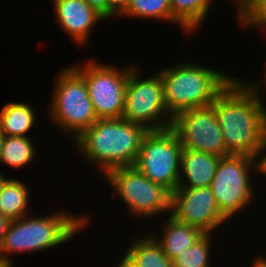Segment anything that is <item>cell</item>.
<instances>
[{"mask_svg":"<svg viewBox=\"0 0 266 267\" xmlns=\"http://www.w3.org/2000/svg\"><path fill=\"white\" fill-rule=\"evenodd\" d=\"M260 90V86L236 76L211 104L230 155L261 157L266 142V108Z\"/></svg>","mask_w":266,"mask_h":267,"instance_id":"cell-1","label":"cell"},{"mask_svg":"<svg viewBox=\"0 0 266 267\" xmlns=\"http://www.w3.org/2000/svg\"><path fill=\"white\" fill-rule=\"evenodd\" d=\"M177 221L214 234L229 221L219 210L210 187L177 188L172 193L171 213Z\"/></svg>","mask_w":266,"mask_h":267,"instance_id":"cell-12","label":"cell"},{"mask_svg":"<svg viewBox=\"0 0 266 267\" xmlns=\"http://www.w3.org/2000/svg\"><path fill=\"white\" fill-rule=\"evenodd\" d=\"M220 158L205 152L182 148L178 188L210 186Z\"/></svg>","mask_w":266,"mask_h":267,"instance_id":"cell-14","label":"cell"},{"mask_svg":"<svg viewBox=\"0 0 266 267\" xmlns=\"http://www.w3.org/2000/svg\"><path fill=\"white\" fill-rule=\"evenodd\" d=\"M170 128L176 133L182 148L219 157L230 155L212 105L178 112L173 116Z\"/></svg>","mask_w":266,"mask_h":267,"instance_id":"cell-11","label":"cell"},{"mask_svg":"<svg viewBox=\"0 0 266 267\" xmlns=\"http://www.w3.org/2000/svg\"><path fill=\"white\" fill-rule=\"evenodd\" d=\"M237 21L244 29L266 26V0H250L237 14Z\"/></svg>","mask_w":266,"mask_h":267,"instance_id":"cell-23","label":"cell"},{"mask_svg":"<svg viewBox=\"0 0 266 267\" xmlns=\"http://www.w3.org/2000/svg\"><path fill=\"white\" fill-rule=\"evenodd\" d=\"M0 267H13V264L0 256Z\"/></svg>","mask_w":266,"mask_h":267,"instance_id":"cell-32","label":"cell"},{"mask_svg":"<svg viewBox=\"0 0 266 267\" xmlns=\"http://www.w3.org/2000/svg\"><path fill=\"white\" fill-rule=\"evenodd\" d=\"M118 263L116 267H134L124 256Z\"/></svg>","mask_w":266,"mask_h":267,"instance_id":"cell-31","label":"cell"},{"mask_svg":"<svg viewBox=\"0 0 266 267\" xmlns=\"http://www.w3.org/2000/svg\"><path fill=\"white\" fill-rule=\"evenodd\" d=\"M69 213L60 209L52 215L31 217L28 214L11 220L0 243V256L13 264V259L9 258L13 253L54 249L72 240L91 220L90 216Z\"/></svg>","mask_w":266,"mask_h":267,"instance_id":"cell-3","label":"cell"},{"mask_svg":"<svg viewBox=\"0 0 266 267\" xmlns=\"http://www.w3.org/2000/svg\"><path fill=\"white\" fill-rule=\"evenodd\" d=\"M128 0H106V20L118 17L126 8Z\"/></svg>","mask_w":266,"mask_h":267,"instance_id":"cell-24","label":"cell"},{"mask_svg":"<svg viewBox=\"0 0 266 267\" xmlns=\"http://www.w3.org/2000/svg\"><path fill=\"white\" fill-rule=\"evenodd\" d=\"M33 106L25 102H8L0 111V131L5 136L30 137L28 135L36 124Z\"/></svg>","mask_w":266,"mask_h":267,"instance_id":"cell-16","label":"cell"},{"mask_svg":"<svg viewBox=\"0 0 266 267\" xmlns=\"http://www.w3.org/2000/svg\"><path fill=\"white\" fill-rule=\"evenodd\" d=\"M10 222L11 220L9 218L0 214V243L2 241L4 234L6 233L8 229Z\"/></svg>","mask_w":266,"mask_h":267,"instance_id":"cell-26","label":"cell"},{"mask_svg":"<svg viewBox=\"0 0 266 267\" xmlns=\"http://www.w3.org/2000/svg\"><path fill=\"white\" fill-rule=\"evenodd\" d=\"M129 246L124 257L134 267H172V261L150 233L139 235Z\"/></svg>","mask_w":266,"mask_h":267,"instance_id":"cell-17","label":"cell"},{"mask_svg":"<svg viewBox=\"0 0 266 267\" xmlns=\"http://www.w3.org/2000/svg\"><path fill=\"white\" fill-rule=\"evenodd\" d=\"M148 131L123 118L98 119L72 142L84 161L104 176L111 169L134 166Z\"/></svg>","mask_w":266,"mask_h":267,"instance_id":"cell-2","label":"cell"},{"mask_svg":"<svg viewBox=\"0 0 266 267\" xmlns=\"http://www.w3.org/2000/svg\"><path fill=\"white\" fill-rule=\"evenodd\" d=\"M260 172V161L247 155L221 157L210 189L220 212L230 221L255 198L251 178ZM256 172V173H255ZM253 186V187H252Z\"/></svg>","mask_w":266,"mask_h":267,"instance_id":"cell-6","label":"cell"},{"mask_svg":"<svg viewBox=\"0 0 266 267\" xmlns=\"http://www.w3.org/2000/svg\"><path fill=\"white\" fill-rule=\"evenodd\" d=\"M31 137L4 136L0 164L14 169L24 168L37 156Z\"/></svg>","mask_w":266,"mask_h":267,"instance_id":"cell-20","label":"cell"},{"mask_svg":"<svg viewBox=\"0 0 266 267\" xmlns=\"http://www.w3.org/2000/svg\"><path fill=\"white\" fill-rule=\"evenodd\" d=\"M8 178L6 176H4L1 172H0V191H1V188L3 186V184L5 183V181L7 180Z\"/></svg>","mask_w":266,"mask_h":267,"instance_id":"cell-33","label":"cell"},{"mask_svg":"<svg viewBox=\"0 0 266 267\" xmlns=\"http://www.w3.org/2000/svg\"><path fill=\"white\" fill-rule=\"evenodd\" d=\"M181 151L182 145L171 128L150 130L143 138L134 167L173 193L179 185Z\"/></svg>","mask_w":266,"mask_h":267,"instance_id":"cell-10","label":"cell"},{"mask_svg":"<svg viewBox=\"0 0 266 267\" xmlns=\"http://www.w3.org/2000/svg\"><path fill=\"white\" fill-rule=\"evenodd\" d=\"M128 16L172 22L169 0H128L126 8L118 18Z\"/></svg>","mask_w":266,"mask_h":267,"instance_id":"cell-21","label":"cell"},{"mask_svg":"<svg viewBox=\"0 0 266 267\" xmlns=\"http://www.w3.org/2000/svg\"><path fill=\"white\" fill-rule=\"evenodd\" d=\"M103 177L128 208L130 216L149 219L159 213L161 216L171 213L172 192L152 182L134 166L111 169Z\"/></svg>","mask_w":266,"mask_h":267,"instance_id":"cell-7","label":"cell"},{"mask_svg":"<svg viewBox=\"0 0 266 267\" xmlns=\"http://www.w3.org/2000/svg\"><path fill=\"white\" fill-rule=\"evenodd\" d=\"M172 23L182 27L183 33L193 34L205 22L213 0H169Z\"/></svg>","mask_w":266,"mask_h":267,"instance_id":"cell-18","label":"cell"},{"mask_svg":"<svg viewBox=\"0 0 266 267\" xmlns=\"http://www.w3.org/2000/svg\"><path fill=\"white\" fill-rule=\"evenodd\" d=\"M232 1H235L236 2V13L238 14L241 9L250 1V0H232Z\"/></svg>","mask_w":266,"mask_h":267,"instance_id":"cell-30","label":"cell"},{"mask_svg":"<svg viewBox=\"0 0 266 267\" xmlns=\"http://www.w3.org/2000/svg\"><path fill=\"white\" fill-rule=\"evenodd\" d=\"M212 235L205 234L194 245L183 250L172 260V267H210L211 247L214 244Z\"/></svg>","mask_w":266,"mask_h":267,"instance_id":"cell-22","label":"cell"},{"mask_svg":"<svg viewBox=\"0 0 266 267\" xmlns=\"http://www.w3.org/2000/svg\"><path fill=\"white\" fill-rule=\"evenodd\" d=\"M133 63L122 69L111 64L88 60L72 67L85 79L88 94L98 119L122 118L125 91Z\"/></svg>","mask_w":266,"mask_h":267,"instance_id":"cell-9","label":"cell"},{"mask_svg":"<svg viewBox=\"0 0 266 267\" xmlns=\"http://www.w3.org/2000/svg\"><path fill=\"white\" fill-rule=\"evenodd\" d=\"M256 257L254 258L255 260L253 259L250 267H266V257H264L263 255H258V254L256 255Z\"/></svg>","mask_w":266,"mask_h":267,"instance_id":"cell-28","label":"cell"},{"mask_svg":"<svg viewBox=\"0 0 266 267\" xmlns=\"http://www.w3.org/2000/svg\"><path fill=\"white\" fill-rule=\"evenodd\" d=\"M157 73L163 82L166 108L172 116L186 109L211 105L234 78L191 61L169 65Z\"/></svg>","mask_w":266,"mask_h":267,"instance_id":"cell-4","label":"cell"},{"mask_svg":"<svg viewBox=\"0 0 266 267\" xmlns=\"http://www.w3.org/2000/svg\"><path fill=\"white\" fill-rule=\"evenodd\" d=\"M4 136L5 135L0 131V157H1V150H2Z\"/></svg>","mask_w":266,"mask_h":267,"instance_id":"cell-34","label":"cell"},{"mask_svg":"<svg viewBox=\"0 0 266 267\" xmlns=\"http://www.w3.org/2000/svg\"><path fill=\"white\" fill-rule=\"evenodd\" d=\"M259 28H260V29H259ZM257 29H259V30L262 29L261 32L264 31V32L266 33V26L256 27V30H257ZM264 70H265V71H264V73H265V74H264V76H265L264 78L266 79V64H265V68H264ZM265 79H264L263 81H262V79H261V82L263 83V84H262L261 82H258V81H256V82H255V81H254V82H251V81H250V82H249L248 80L246 81L245 79H242V78H241V80H243L244 82H246V83H248V84H251V85H254V86H260L261 88H263L262 86H264V85L266 84V80H265Z\"/></svg>","mask_w":266,"mask_h":267,"instance_id":"cell-27","label":"cell"},{"mask_svg":"<svg viewBox=\"0 0 266 267\" xmlns=\"http://www.w3.org/2000/svg\"><path fill=\"white\" fill-rule=\"evenodd\" d=\"M259 161H260V172L259 173H266V142H265Z\"/></svg>","mask_w":266,"mask_h":267,"instance_id":"cell-29","label":"cell"},{"mask_svg":"<svg viewBox=\"0 0 266 267\" xmlns=\"http://www.w3.org/2000/svg\"><path fill=\"white\" fill-rule=\"evenodd\" d=\"M30 190L20 179L8 178L0 191V214L10 220L27 216L30 211Z\"/></svg>","mask_w":266,"mask_h":267,"instance_id":"cell-19","label":"cell"},{"mask_svg":"<svg viewBox=\"0 0 266 267\" xmlns=\"http://www.w3.org/2000/svg\"><path fill=\"white\" fill-rule=\"evenodd\" d=\"M49 107V120L75 140L98 120L85 79L70 65L57 74Z\"/></svg>","mask_w":266,"mask_h":267,"instance_id":"cell-5","label":"cell"},{"mask_svg":"<svg viewBox=\"0 0 266 267\" xmlns=\"http://www.w3.org/2000/svg\"><path fill=\"white\" fill-rule=\"evenodd\" d=\"M163 224V232L156 235L151 233L154 239L161 245L163 252L172 261L183 250L194 245L205 233L194 226L177 221L170 214Z\"/></svg>","mask_w":266,"mask_h":267,"instance_id":"cell-15","label":"cell"},{"mask_svg":"<svg viewBox=\"0 0 266 267\" xmlns=\"http://www.w3.org/2000/svg\"><path fill=\"white\" fill-rule=\"evenodd\" d=\"M141 66L136 65L128 75L122 118L150 130L171 127L173 116L168 112L160 75L142 78Z\"/></svg>","mask_w":266,"mask_h":267,"instance_id":"cell-8","label":"cell"},{"mask_svg":"<svg viewBox=\"0 0 266 267\" xmlns=\"http://www.w3.org/2000/svg\"><path fill=\"white\" fill-rule=\"evenodd\" d=\"M106 19V0H84Z\"/></svg>","mask_w":266,"mask_h":267,"instance_id":"cell-25","label":"cell"},{"mask_svg":"<svg viewBox=\"0 0 266 267\" xmlns=\"http://www.w3.org/2000/svg\"><path fill=\"white\" fill-rule=\"evenodd\" d=\"M55 20L72 37L73 43L87 45L93 27L106 19L84 0H53Z\"/></svg>","mask_w":266,"mask_h":267,"instance_id":"cell-13","label":"cell"}]
</instances>
